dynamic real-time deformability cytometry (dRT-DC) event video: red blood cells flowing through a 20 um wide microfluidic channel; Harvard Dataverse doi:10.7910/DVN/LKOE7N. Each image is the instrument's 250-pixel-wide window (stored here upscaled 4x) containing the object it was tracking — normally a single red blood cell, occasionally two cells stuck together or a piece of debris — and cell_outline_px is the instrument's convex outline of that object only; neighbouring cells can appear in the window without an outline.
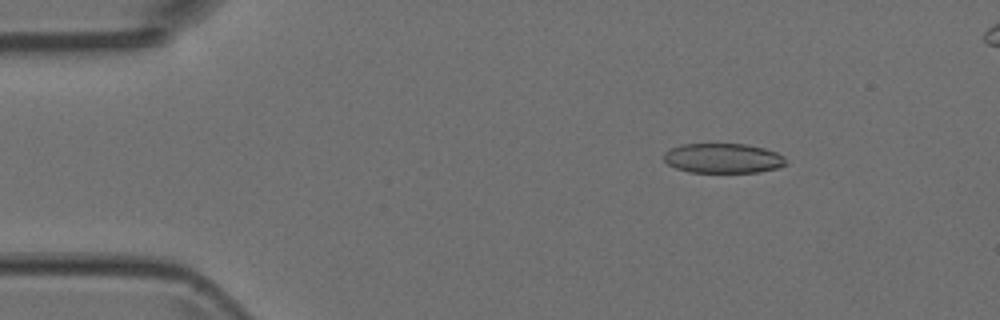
{"species": "Egyptian fruit bat (a non-hibernating species)", "species_latin": "Rousettus aegyptiacus", "temperature_condition": "room temperature", "stored_images_in_passage": 6, "segment_of_instrument_passage": [1, 2], "camera_frame_rate_fps": 3000, "um_per_image_px": 0.085, "animal": {"sex": "female"}, "frame": {"image": 1, "passage_image": 3, "time_ms": 0.667, "image_size_px": [1000, 320], "cell_outline_px": [[788, 164], [776, 168], [760, 172], [688, 172], [676, 168], [668, 164], [664, 160], [664, 152], [680, 144], [744, 144], [764, 148], [776, 152], [784, 156], [788, 160]], "centroid_in_image_um": [61.48, 13.45], "position_along_channel_um": 23.5, "area_um2": 21.27}}